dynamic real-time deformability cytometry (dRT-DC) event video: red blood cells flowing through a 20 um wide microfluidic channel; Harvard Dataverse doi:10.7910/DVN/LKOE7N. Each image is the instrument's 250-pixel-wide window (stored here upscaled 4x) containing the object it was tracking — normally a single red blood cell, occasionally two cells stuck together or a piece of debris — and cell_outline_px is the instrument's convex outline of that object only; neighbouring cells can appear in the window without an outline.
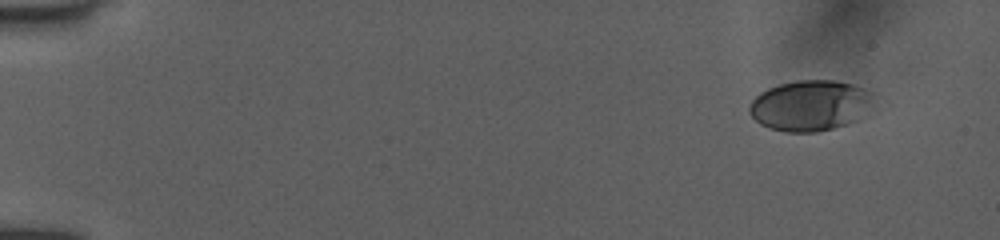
{"species": "human", "species_latin": "Homo sapiens", "temperature_condition": "room temperature", "stored_images_in_passage": 49, "camera_frame_rate_fps": 3000, "um_per_image_px": 0.085, "donor": {"sex": "female"}, "frame": {"image": 1, "passage_image": 1, "time_ms": 0.0, "image_size_px": [1000, 240], "cell_outline_px": [[876, 96], [856, 120], [832, 128], [816, 132], [788, 132], [772, 128], [760, 124], [748, 112], [748, 104], [760, 92], [768, 88], [780, 84], [796, 80], [836, 80], [852, 84], [876, 92]], "centroid_in_image_um": [68.84, 8.94], "position_along_channel_um": 16.2, "area_um2": 36.53}}
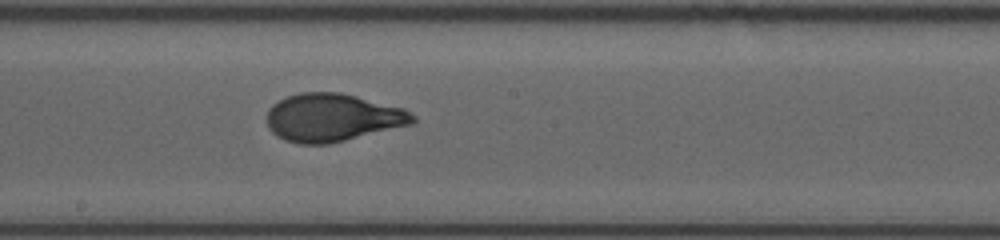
{"frame": {"image": 2, "passage_image": 27, "time_ms": 8.667, "image_size_px": [1000, 240], "cell_outline_px": [[416, 120], [412, 124], [328, 144], [300, 144], [284, 140], [276, 136], [268, 128], [268, 108], [272, 104], [288, 96], [300, 92], [340, 92], [404, 108], [416, 116]], "centroid_in_image_um": [28.25, 9.99], "position_along_channel_um": 219.9, "area_um2": 40.69}}
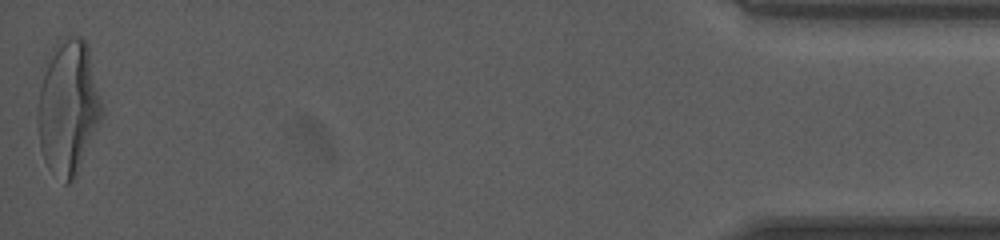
{"frame": {"image": 3, "passage_image": 49, "time_ms": 16.0, "image_size_px": [1000, 240], "cell_outline_px": [[104, 116], [76, 176], [68, 184], [64, 184], [48, 168], [44, 160], [40, 148], [36, 116], [40, 68], [56, 40], [68, 36], [76, 36], [84, 40], [88, 44], [104, 112]], "centroid_in_image_um": [5.76, 9.09], "position_along_channel_um": 429.4, "area_um2": 51.9}, "authors_computed_cell_mechanics": {"area_um2": 40.1132, "velocity_mm_per_s": 3.9875, "shape_relaxation_time_tau1_ms": 4.2025, "shape_relaxation_time_tau2_ms": null, "deformation_change_tau1": 0.1834, "deformation_change_tau2": null}}